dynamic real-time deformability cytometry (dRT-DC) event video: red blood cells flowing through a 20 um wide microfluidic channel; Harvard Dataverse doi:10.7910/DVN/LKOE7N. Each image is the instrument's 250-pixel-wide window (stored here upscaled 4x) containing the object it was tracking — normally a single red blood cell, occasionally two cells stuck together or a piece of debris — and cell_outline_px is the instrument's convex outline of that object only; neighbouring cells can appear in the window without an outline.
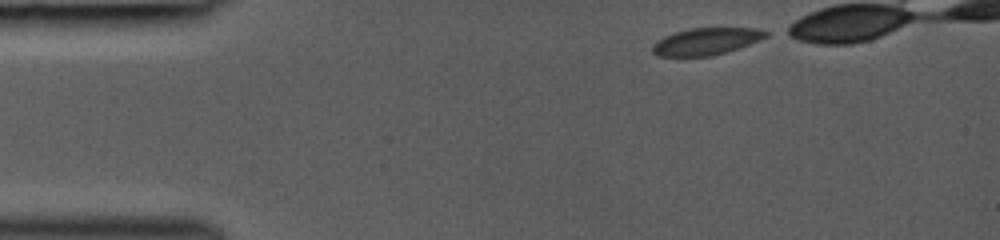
{"species": "common noctule bat (a hibernating species)", "species_latin": "Nyctalus noctula", "temperature_condition": "room temperature", "stored_images_in_passage": 29, "camera_frame_rate_fps": 3000, "um_per_image_px": 0.085, "animal": {"sex": "female", "body_mass_g": 19.0, "forearm_length_mm": 53.3}, "frame": {"image": 1, "passage_image": 1, "time_ms": 0.0, "image_size_px": [1000, 240], "cell_outline_px": [[768, 36], [748, 44], [712, 56], [656, 56], [652, 52], [652, 44], [656, 40], [664, 36], [676, 32], [692, 28], [756, 28], [768, 32]], "centroid_in_image_um": [59.96, 3.52], "position_along_channel_um": 25.0, "area_um2": 17.63}}
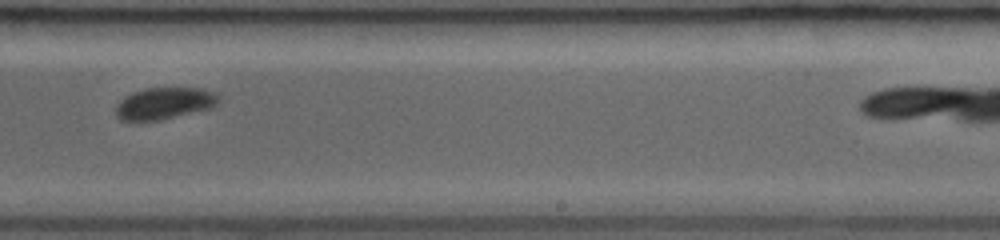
{"frame": {"image": 2, "passage_image": 19, "time_ms": 7.333, "image_size_px": [1000, 240], "cell_outline_px": [[220, 100], [216, 104], [208, 108], [160, 120], [120, 120], [116, 116], [116, 104], [124, 96], [132, 92], [144, 88], [200, 88], [212, 92], [220, 96]], "centroid_in_image_um": [13.92, 8.77], "position_along_channel_um": 275.1, "area_um2": 18.84}}
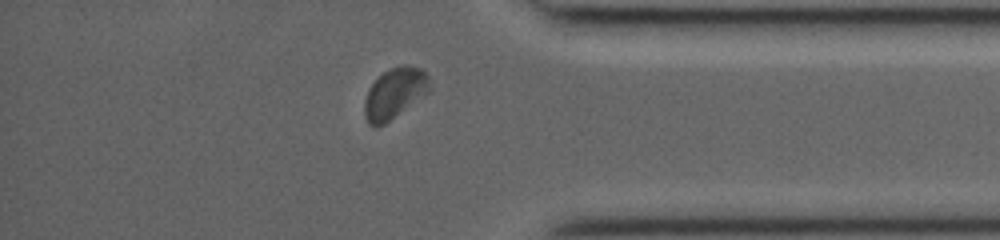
{"frame": {"image": 3, "passage_image": 27, "time_ms": 10.333, "image_size_px": [1000, 240], "cell_outline_px": [[432, 84], [428, 92], [384, 124], [376, 128], [368, 124], [364, 116], [364, 100], [368, 88], [384, 72], [400, 64], [408, 64], [420, 68], [428, 76]], "centroid_in_image_um": [33.53, 7.92], "position_along_channel_um": 401.7, "area_um2": 19.19}}